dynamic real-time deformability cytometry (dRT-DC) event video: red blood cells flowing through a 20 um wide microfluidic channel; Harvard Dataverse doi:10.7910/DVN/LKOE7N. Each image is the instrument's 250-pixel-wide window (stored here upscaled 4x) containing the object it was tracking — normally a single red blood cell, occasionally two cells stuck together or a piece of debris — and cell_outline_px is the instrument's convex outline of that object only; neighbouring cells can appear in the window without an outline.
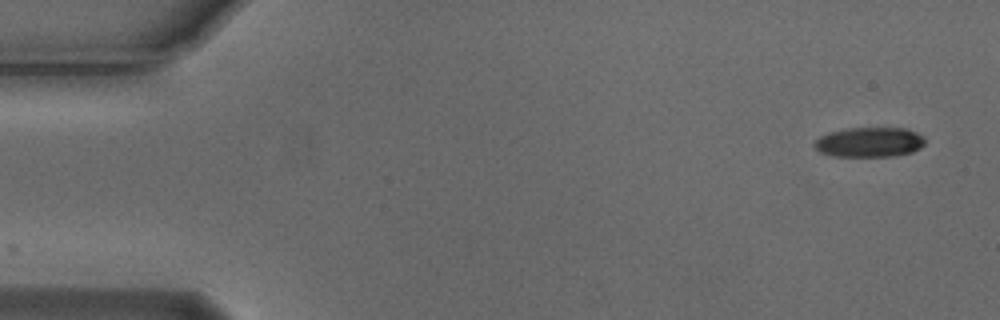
{"species": "Egyptian fruit bat (a non-hibernating species)", "species_latin": "Rousettus aegyptiacus", "temperature_condition": "cold", "stored_images_in_passage": 5, "camera_frame_rate_fps": 3000, "um_per_image_px": 0.085, "animal": {"sex": "male"}, "frame": {"image": 1, "passage_image": 1, "time_ms": 0.0, "image_size_px": [1000, 320], "cell_outline_px": [[924, 144], [920, 148], [912, 152], [892, 156], [832, 156], [820, 152], [812, 144], [820, 136], [832, 132], [848, 128], [908, 128], [924, 136]], "centroid_in_image_um": [73.92, 12.08], "position_along_channel_um": 11.1, "area_um2": 19.19}}
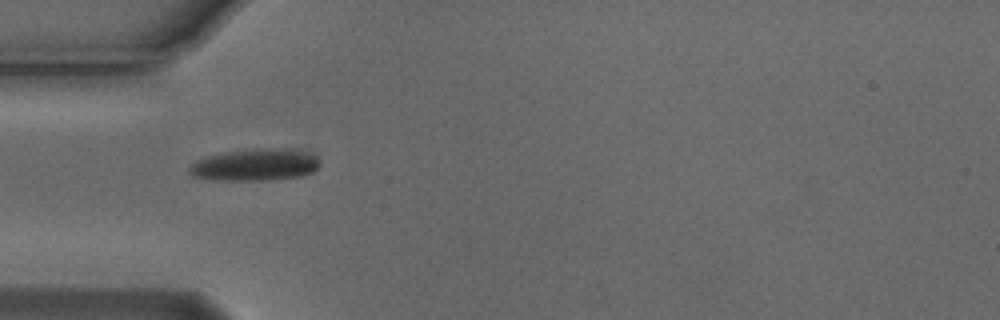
{"frame": {"image": 2, "passage_image": 5, "time_ms": 1.333, "image_size_px": [1000, 320], "cell_outline_px": [[320, 164], [312, 172], [304, 176], [268, 180], [220, 180], [192, 176], [188, 172], [188, 168], [196, 160], [208, 156], [228, 152], [268, 148], [304, 152], [316, 156], [320, 160]], "centroid_in_image_um": [21.68, 14.04], "position_along_channel_um": 63.3, "area_um2": 23.81}}